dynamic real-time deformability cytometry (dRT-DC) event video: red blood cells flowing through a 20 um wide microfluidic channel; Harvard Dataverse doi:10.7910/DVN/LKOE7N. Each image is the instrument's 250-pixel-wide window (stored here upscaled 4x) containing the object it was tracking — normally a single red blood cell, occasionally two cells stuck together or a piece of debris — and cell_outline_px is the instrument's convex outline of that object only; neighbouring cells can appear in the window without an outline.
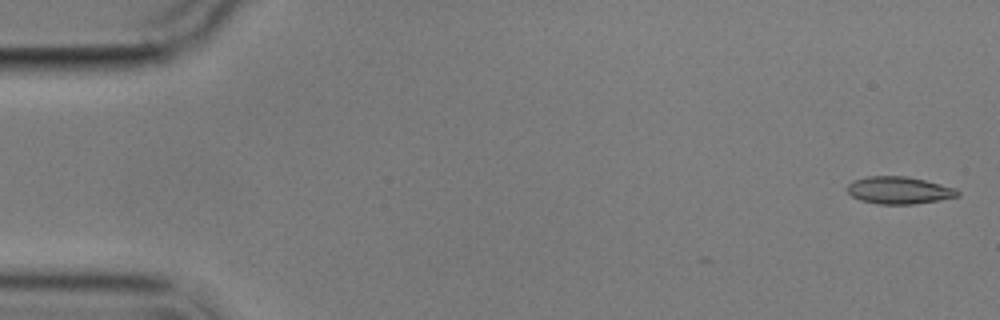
{"species": "common noctule bat (a hibernating species)", "species_latin": "Nyctalus noctula", "temperature_condition": "cold", "stored_images_in_passage": 4, "camera_frame_rate_fps": 3000, "um_per_image_px": 0.085, "animal": {"sex": "male", "body_mass_g": 17.9}, "frame": {"image": 1, "passage_image": 1, "time_ms": 0.0, "image_size_px": [1000, 320], "cell_outline_px": [[960, 196], [940, 200], [912, 204], [880, 204], [860, 200], [852, 196], [848, 192], [848, 184], [852, 180], [868, 176], [908, 176], [956, 188], [960, 192]], "centroid_in_image_um": [76.43, 16.17], "position_along_channel_um": 8.6, "area_um2": 17.57}}
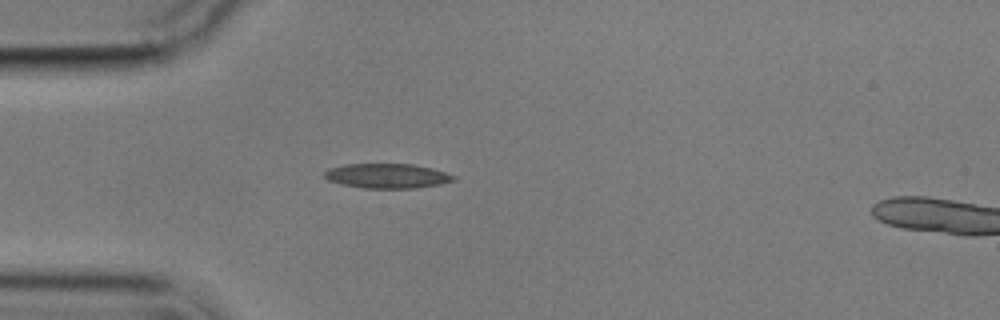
{"frame": {"image": 2, "passage_image": 4, "time_ms": 4.667, "image_size_px": [1000, 320], "cell_outline_px": [[456, 180], [440, 184], [416, 188], [364, 188], [340, 184], [328, 180], [324, 176], [324, 172], [328, 168], [344, 164], [412, 164], [432, 168], [456, 176]], "centroid_in_image_um": [32.89, 14.95], "position_along_channel_um": 52.1, "area_um2": 18.61}}